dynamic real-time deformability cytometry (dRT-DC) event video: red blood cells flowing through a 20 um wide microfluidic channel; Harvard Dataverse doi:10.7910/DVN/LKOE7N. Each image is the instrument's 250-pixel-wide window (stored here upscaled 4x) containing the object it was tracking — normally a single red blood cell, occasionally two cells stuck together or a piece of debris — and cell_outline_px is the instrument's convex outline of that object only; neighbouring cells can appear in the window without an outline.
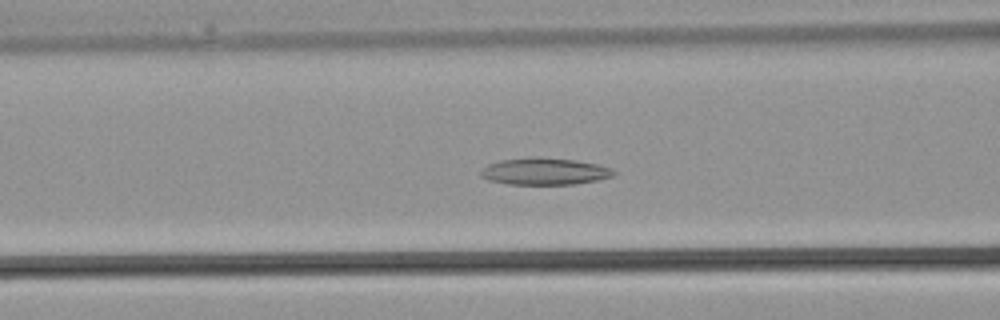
{"species": "common noctule bat (a hibernating species)", "species_latin": "Nyctalus noctula", "temperature_condition": "warm", "stored_images_in_passage": 38, "segment_of_instrument_passage": [1, 2], "camera_frame_rate_fps": 3000, "um_per_image_px": 0.085, "animal": {"sex": "male", "body_mass_g": 21.5, "forearm_length_mm": 52.0}, "frame": {"image": 1, "passage_image": 15, "time_ms": 4.667, "image_size_px": [1000, 320], "cell_outline_px": [[616, 176], [596, 180], [572, 184], [508, 184], [488, 180], [480, 176], [480, 172], [488, 164], [500, 160], [576, 160], [596, 164], [612, 168], [616, 172]], "centroid_in_image_um": [46.33, 14.62], "position_along_channel_um": 120.3, "area_um2": 19.83}}
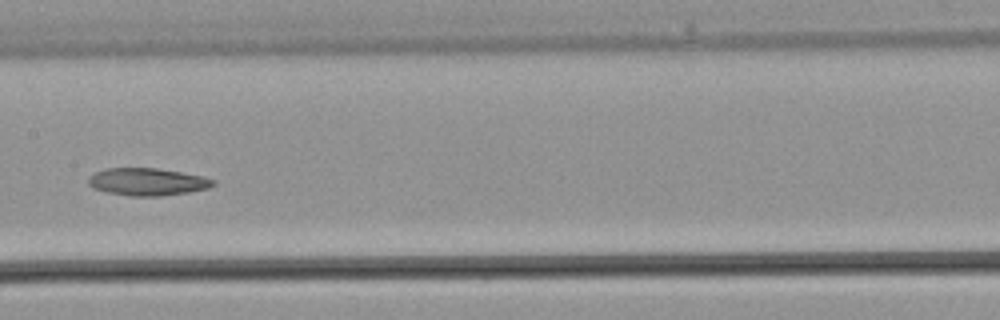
{"frame": {"image": 2, "passage_image": 19, "time_ms": 6.0, "image_size_px": [1000, 320], "cell_outline_px": [[216, 184], [208, 188], [188, 192], [160, 196], [132, 196], [108, 192], [92, 188], [88, 184], [88, 176], [104, 168], [156, 168], [204, 176], [216, 180]], "centroid_in_image_um": [12.53, 15.45], "position_along_channel_um": 194.9, "area_um2": 20.0}}
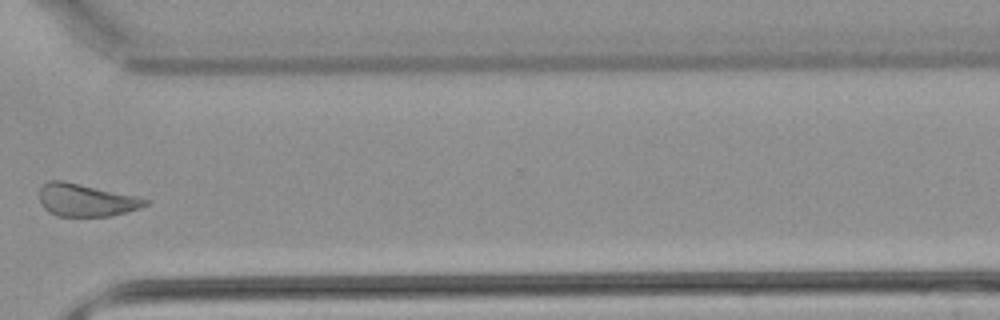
{"frame": {"image": 3, "passage_image": 28, "time_ms": 9.0, "image_size_px": [1000, 320], "cell_outline_px": [[148, 204], [140, 208], [128, 212], [108, 216], [56, 216], [48, 212], [44, 208], [40, 200], [40, 184], [48, 180], [64, 180], [140, 196], [148, 200]], "centroid_in_image_um": [7.31, 16.99], "position_along_channel_um": 363.3, "area_um2": 20.52}}